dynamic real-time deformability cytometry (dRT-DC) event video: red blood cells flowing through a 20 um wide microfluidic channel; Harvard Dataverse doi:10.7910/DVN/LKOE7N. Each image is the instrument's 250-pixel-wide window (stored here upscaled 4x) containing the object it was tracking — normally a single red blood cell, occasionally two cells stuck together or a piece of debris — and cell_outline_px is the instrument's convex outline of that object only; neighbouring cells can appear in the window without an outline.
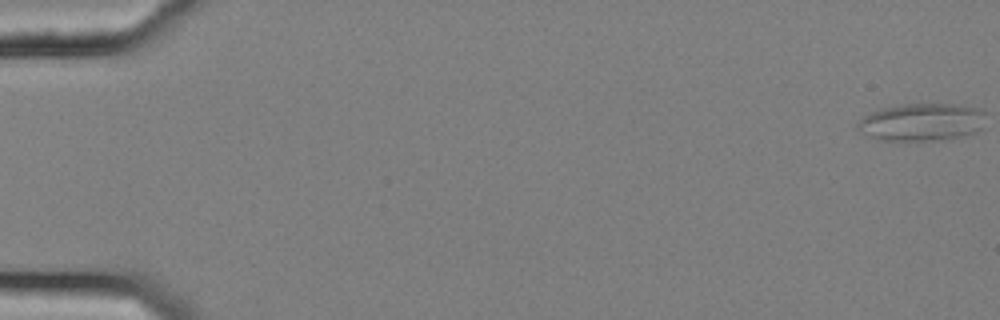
{"species": "common noctule bat (a hibernating species)", "species_latin": "Nyctalus noctula", "temperature_condition": "cold", "stored_images_in_passage": 58, "camera_frame_rate_fps": 3000, "um_per_image_px": 0.085, "animal": {"sex": "female", "body_mass_g": 25.1}, "frame": {"image": 1, "passage_image": 1, "time_ms": 0.0, "image_size_px": [1000, 320], "cell_outline_px": [[984, 128], [976, 132], [964, 136], [944, 140], [880, 140], [860, 132], [856, 128], [856, 124], [864, 116], [872, 112], [884, 108], [900, 104], [956, 104], [980, 108], [984, 112]], "centroid_in_image_um": [78.39, 10.38], "position_along_channel_um": 6.6, "area_um2": 28.26}}
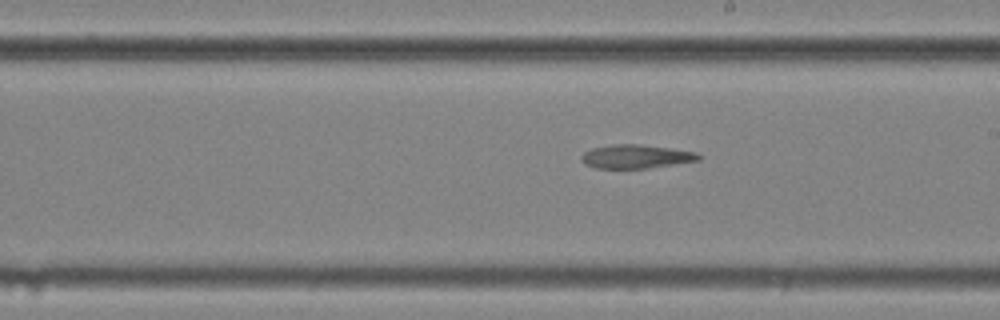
{"frame": {"image": 2, "passage_image": 34, "time_ms": 11.0, "image_size_px": [1000, 320], "cell_outline_px": [[700, 160], [648, 168], [596, 168], [584, 164], [580, 160], [580, 156], [584, 152], [592, 148], [612, 144], [640, 144], [672, 148], [696, 152], [700, 156]], "centroid_in_image_um": [54.02, 13.3], "position_along_channel_um": 235.0, "area_um2": 16.24}}
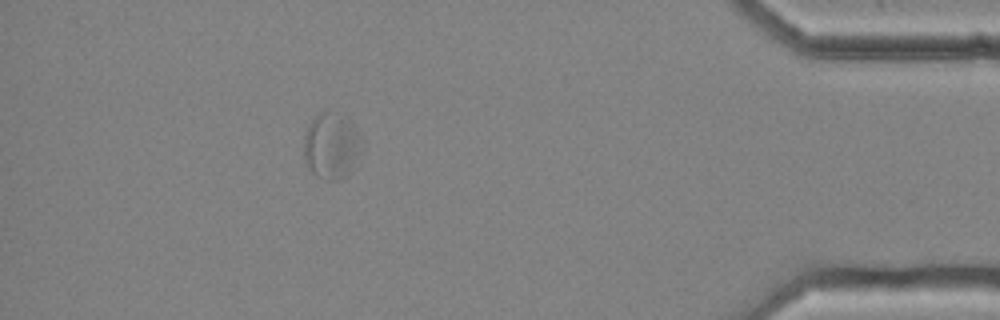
{"frame": {"image": 3, "passage_image": 52, "time_ms": 17.0, "image_size_px": [1000, 320], "cell_outline_px": [[364, 148], [348, 176], [340, 180], [324, 180], [316, 176], [308, 168], [304, 160], [304, 136], [308, 124], [320, 112], [328, 112], [348, 120]], "centroid_in_image_um": [28.14, 12.49], "position_along_channel_um": 407.1, "area_um2": 22.08}, "authors_computed_cell_mechanics": {"area_um2": 20.0277, "velocity_mm_per_s": 3.6025, "shape_relaxation_time_tau1_ms": null, "shape_relaxation_time_tau2_ms": 10.2268, "deformation_change_tau1": null, "deformation_change_tau2": 0.1478}}